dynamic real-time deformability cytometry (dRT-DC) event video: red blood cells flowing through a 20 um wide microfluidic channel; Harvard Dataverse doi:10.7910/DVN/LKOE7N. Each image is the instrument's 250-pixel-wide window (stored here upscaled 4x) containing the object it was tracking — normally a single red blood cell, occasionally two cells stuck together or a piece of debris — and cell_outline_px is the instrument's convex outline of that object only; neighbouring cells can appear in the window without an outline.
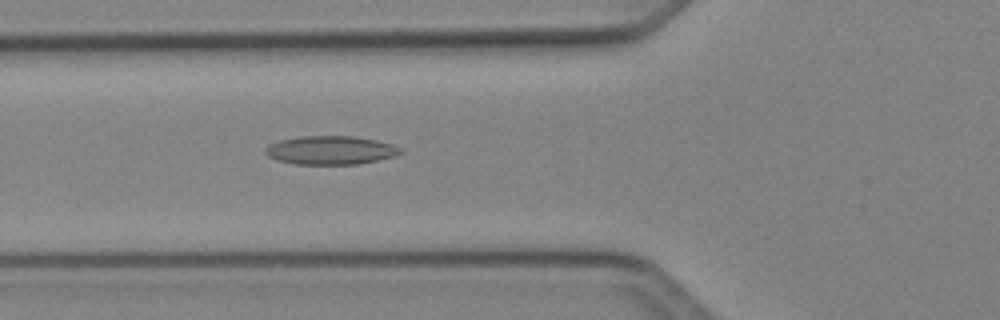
{"species": "Egyptian fruit bat (a non-hibernating species)", "species_latin": "Rousettus aegyptiacus", "temperature_condition": "cold", "stored_images_in_passage": 49, "camera_frame_rate_fps": 3000, "um_per_image_px": 0.085, "animal": {"sex": "female"}, "frame": {"image": 1, "passage_image": 18, "time_ms": 5.667, "image_size_px": [1000, 320], "cell_outline_px": [[404, 152], [396, 156], [356, 164], [292, 164], [276, 160], [268, 156], [264, 152], [264, 148], [268, 144], [280, 140], [300, 136], [356, 136], [376, 140], [392, 144], [400, 148]], "centroid_in_image_um": [28.07, 12.76], "position_along_channel_um": 97.7, "area_um2": 22.66}}
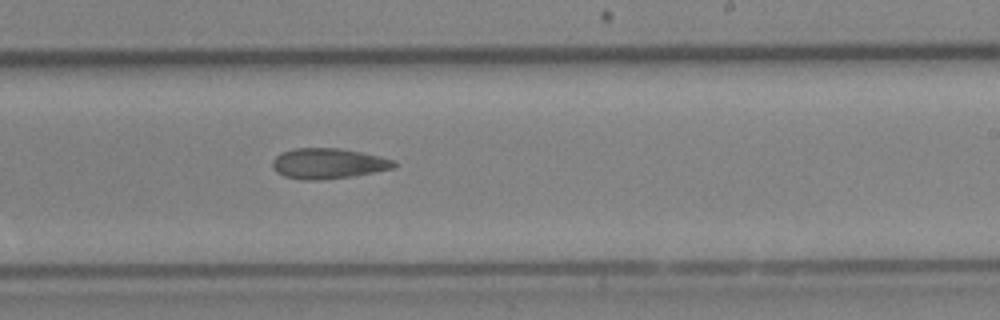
{"frame": {"image": 2, "passage_image": 30, "time_ms": 9.667, "image_size_px": [1000, 320], "cell_outline_px": [[396, 168], [352, 176], [320, 180], [304, 180], [284, 176], [276, 172], [272, 168], [272, 160], [280, 152], [296, 148], [340, 148], [380, 156], [392, 160], [396, 164]], "centroid_in_image_um": [27.86, 13.9], "position_along_channel_um": 261.1, "area_um2": 21.62}}
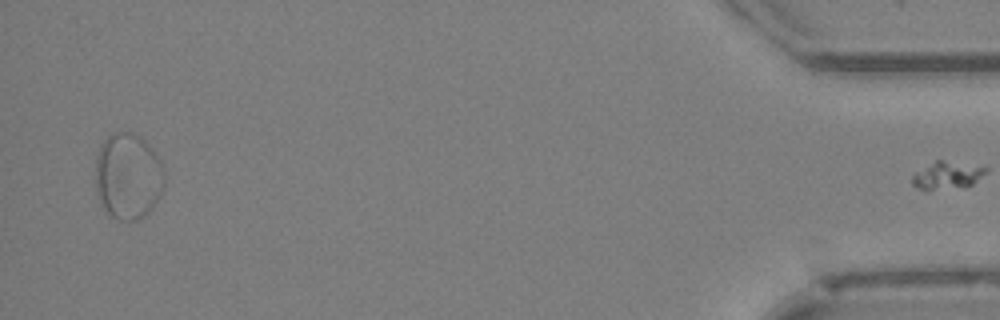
{"frame": {"image": 3, "passage_image": 48, "time_ms": 15.667, "image_size_px": [1000, 320], "cell_outline_px": [[164, 184], [160, 196], [144, 216], [132, 220], [120, 220], [108, 216], [96, 192], [96, 156], [100, 144], [112, 132], [132, 132], [140, 136], [156, 152], [164, 172]], "centroid_in_image_um": [10.87, 14.96], "position_along_channel_um": 424.3, "area_um2": 34.74}, "authors_computed_cell_mechanics": {"area_um2": 24.2182, "velocity_mm_per_s": 4.1039, "shape_relaxation_time_tau1_ms": null, "shape_relaxation_time_tau2_ms": 7.5163, "deformation_change_tau1": null, "deformation_change_tau2": 0.1375}}